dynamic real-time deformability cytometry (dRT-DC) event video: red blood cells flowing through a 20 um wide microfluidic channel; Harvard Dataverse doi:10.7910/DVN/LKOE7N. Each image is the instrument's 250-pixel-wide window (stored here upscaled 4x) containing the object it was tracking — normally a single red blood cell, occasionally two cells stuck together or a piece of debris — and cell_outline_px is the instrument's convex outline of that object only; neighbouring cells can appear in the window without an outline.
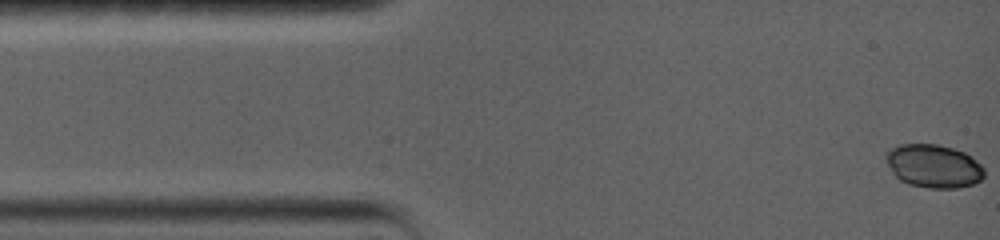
{"species": "common noctule bat (a hibernating species)", "species_latin": "Nyctalus noctula", "temperature_condition": "warm", "stored_images_in_passage": 40, "camera_frame_rate_fps": 5000, "um_per_image_px": 0.085, "animal": {"sex": "female", "body_mass_g": 19.0, "forearm_length_mm": 56.7}, "frame": {"image": 1, "passage_image": 1, "time_ms": 0.0, "image_size_px": [1000, 240], "cell_outline_px": [[984, 176], [980, 180], [972, 184], [960, 188], [928, 188], [908, 184], [900, 180], [892, 172], [884, 156], [888, 148], [900, 144], [936, 144], [952, 148], [964, 152], [972, 156], [984, 168]], "centroid_in_image_um": [79.34, 14.11], "position_along_channel_um": 5.7, "area_um2": 24.97}}
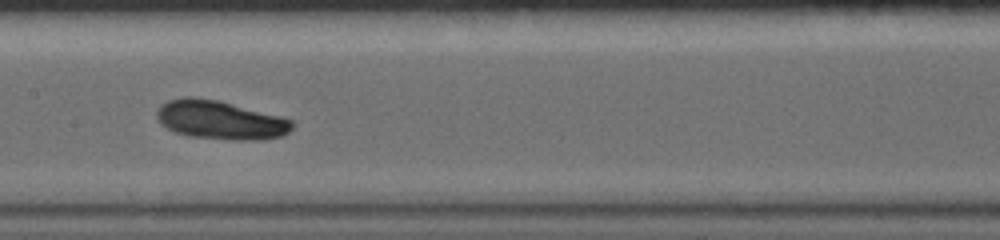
{"frame": {"image": 2, "passage_image": 23, "time_ms": 7.4, "image_size_px": [1000, 240], "cell_outline_px": [[292, 128], [284, 136], [264, 140], [236, 140], [188, 136], [176, 132], [160, 124], [156, 116], [156, 112], [160, 104], [168, 100], [184, 96], [196, 96], [216, 100], [280, 116], [292, 120]], "centroid_in_image_um": [18.7, 10.2], "position_along_channel_um": 188.7, "area_um2": 30.63}}
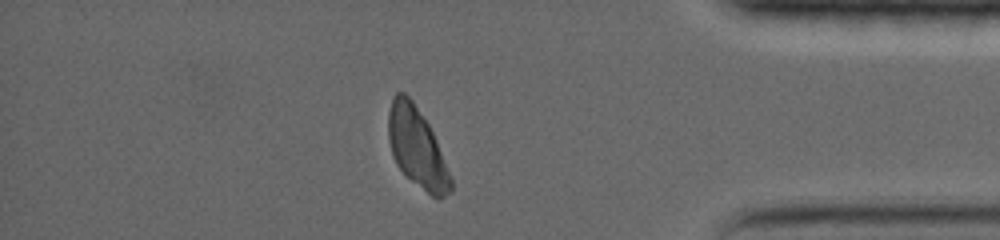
{"frame": {"image": 3, "passage_image": 40, "time_ms": 14.0, "image_size_px": [1000, 240], "cell_outline_px": [[452, 192], [440, 200], [432, 196], [412, 180], [396, 164], [392, 156], [388, 140], [388, 112], [392, 96], [396, 92], [404, 92], [412, 100], [428, 124], [436, 140], [452, 180]], "centroid_in_image_um": [35.42, 12.54], "position_along_channel_um": 399.8, "area_um2": 28.73}, "authors_computed_cell_mechanics": {"area_um2": 28.8711, "velocity_mm_per_s": 3.5986, "shape_relaxation_time_tau1_ms": null, "shape_relaxation_time_tau2_ms": 10.6265, "deformation_change_tau1": null, "deformation_change_tau2": 0.1922}}